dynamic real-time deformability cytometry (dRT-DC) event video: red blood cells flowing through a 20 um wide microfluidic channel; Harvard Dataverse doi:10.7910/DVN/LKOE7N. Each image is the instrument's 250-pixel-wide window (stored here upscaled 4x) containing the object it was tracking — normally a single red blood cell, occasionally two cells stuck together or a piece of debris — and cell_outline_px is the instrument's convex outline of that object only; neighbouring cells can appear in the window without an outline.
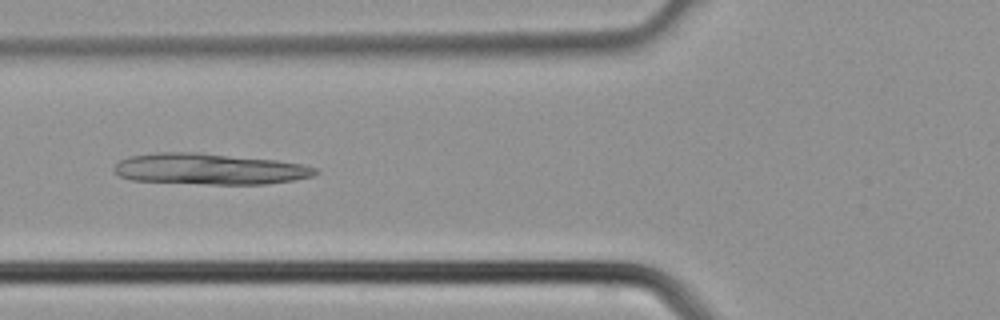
{"species": "common noctule bat (a hibernating species)", "species_latin": "Nyctalus noctula", "temperature_condition": "cold", "stored_images_in_passage": 3, "camera_frame_rate_fps": 3000, "um_per_image_px": 0.085, "animal": {"sex": "male", "body_mass_g": 21.5, "forearm_length_mm": 52.0}, "frame": {"image": 1, "passage_image": 3, "time_ms": 0.667, "image_size_px": [1000, 320], "cell_outline_px": [[320, 172], [312, 176], [292, 180], [264, 184], [208, 184], [132, 180], [120, 176], [112, 172], [112, 168], [120, 160], [132, 156], [156, 152], [200, 152], [276, 160], [300, 164], [316, 168]], "centroid_in_image_um": [17.77, 14.36], "position_along_channel_um": 108.0, "area_um2": 36.41}}